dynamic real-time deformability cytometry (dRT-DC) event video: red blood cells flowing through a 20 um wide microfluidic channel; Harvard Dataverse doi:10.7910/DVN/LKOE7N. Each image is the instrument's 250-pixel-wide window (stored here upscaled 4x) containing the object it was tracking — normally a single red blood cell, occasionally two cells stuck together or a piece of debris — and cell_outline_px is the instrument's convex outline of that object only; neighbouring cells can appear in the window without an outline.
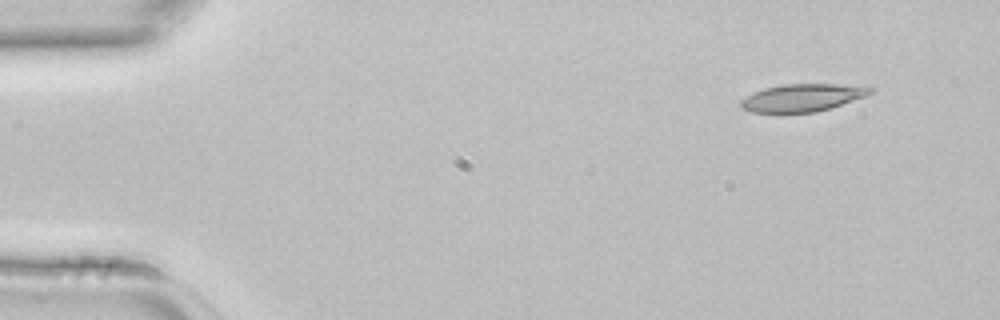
{"species": "common noctule bat (a hibernating species)", "species_latin": "Nyctalus noctula", "temperature_condition": "room temperature", "stored_images_in_passage": 3, "camera_frame_rate_fps": 3000, "um_per_image_px": 0.085, "animal": {"sex": "female", "body_mass_g": 22.7, "forearm_length_mm": 54.2}, "frame": {"image": 1, "passage_image": 1, "time_ms": 0.0, "image_size_px": [1000, 320], "cell_outline_px": [[876, 88], [868, 96], [816, 112], [752, 112], [740, 108], [740, 100], [764, 88], [784, 84], [836, 84]], "centroid_in_image_um": [68.22, 8.3], "position_along_channel_um": 16.8, "area_um2": 20.58}}
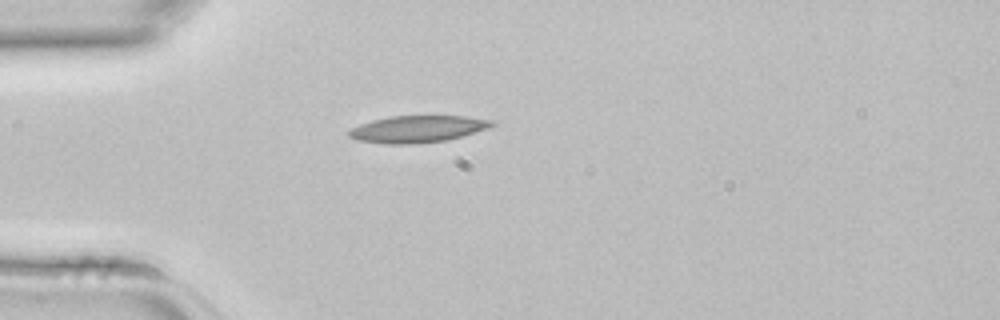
{"frame": {"image": 2, "passage_image": 3, "time_ms": 0.667, "image_size_px": [1000, 320], "cell_outline_px": [[496, 124], [488, 128], [448, 140], [412, 144], [388, 144], [356, 140], [348, 136], [348, 132], [352, 128], [360, 124], [372, 120], [388, 116], [464, 116], [492, 120]], "centroid_in_image_um": [35.47, 10.97], "position_along_channel_um": 49.5, "area_um2": 22.37}}